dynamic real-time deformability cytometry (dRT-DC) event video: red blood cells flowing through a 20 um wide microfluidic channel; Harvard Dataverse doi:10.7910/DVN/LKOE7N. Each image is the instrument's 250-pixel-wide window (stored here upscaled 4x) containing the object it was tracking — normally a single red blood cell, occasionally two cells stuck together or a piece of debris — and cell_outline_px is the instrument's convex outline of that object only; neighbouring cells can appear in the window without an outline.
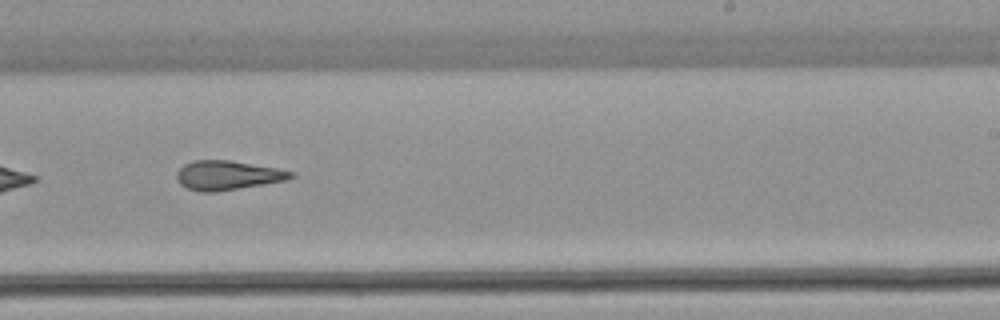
{"species": "common noctule bat (a hibernating species)", "species_latin": "Nyctalus noctula", "temperature_condition": "warm", "stored_images_in_passage": 36, "camera_frame_rate_fps": 3000, "um_per_image_px": 0.085, "animal": {"sex": "female", "body_mass_g": 22.7, "forearm_length_mm": 54.2}, "frame": {"image": 1, "passage_image": 16, "time_ms": 5.0, "image_size_px": [1000, 320], "cell_outline_px": [[296, 176], [288, 180], [264, 184], [212, 192], [200, 192], [188, 188], [180, 184], [176, 180], [176, 172], [184, 164], [192, 160], [228, 160], [276, 168], [296, 172]], "centroid_in_image_um": [19.34, 14.89], "position_along_channel_um": 269.7, "area_um2": 19.48}}